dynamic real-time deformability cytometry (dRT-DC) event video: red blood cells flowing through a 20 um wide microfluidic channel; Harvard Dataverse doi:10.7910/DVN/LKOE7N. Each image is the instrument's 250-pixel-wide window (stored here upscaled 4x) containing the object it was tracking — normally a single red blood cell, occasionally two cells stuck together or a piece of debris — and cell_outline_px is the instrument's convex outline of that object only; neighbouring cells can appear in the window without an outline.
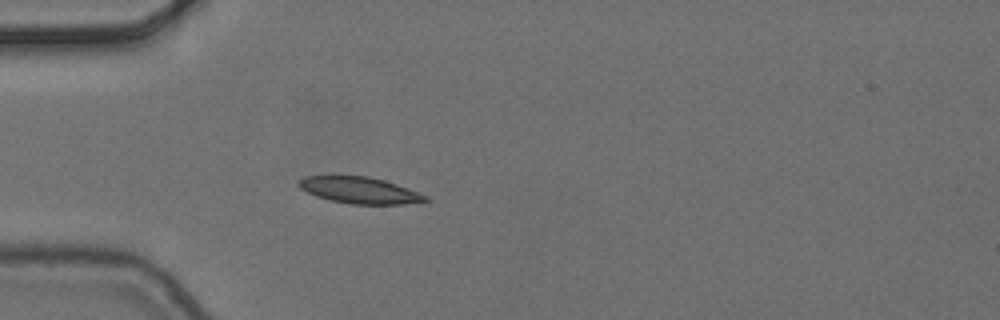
{"species": "common noctule bat (a hibernating species)", "species_latin": "Nyctalus noctula", "temperature_condition": "cold", "stored_images_in_passage": 2, "camera_frame_rate_fps": 3000, "um_per_image_px": 0.085, "animal": {"sex": "female", "body_mass_g": 24.6, "forearm_length_mm": 56.2}, "frame": {"image": 1, "passage_image": 2, "time_ms": 0.333, "image_size_px": [1000, 320], "cell_outline_px": [[432, 200], [404, 204], [348, 204], [316, 196], [300, 188], [296, 184], [304, 176], [368, 176], [384, 180], [396, 184], [428, 196]], "centroid_in_image_um": [30.58, 16.17], "position_along_channel_um": 54.4, "area_um2": 19.42}}